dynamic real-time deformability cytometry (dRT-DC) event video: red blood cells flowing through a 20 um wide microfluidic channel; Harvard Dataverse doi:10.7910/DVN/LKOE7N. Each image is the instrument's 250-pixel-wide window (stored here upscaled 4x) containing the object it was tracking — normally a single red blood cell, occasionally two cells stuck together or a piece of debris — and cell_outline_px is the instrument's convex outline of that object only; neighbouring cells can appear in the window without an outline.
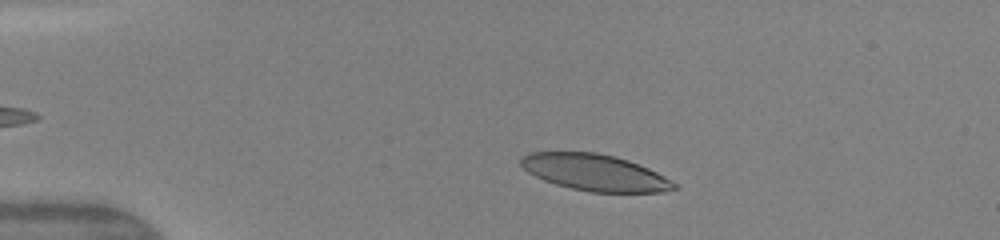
{"species": "human", "species_latin": "Homo sapiens", "temperature_condition": "warm", "stored_images_in_passage": 41, "camera_frame_rate_fps": 3000, "um_per_image_px": 0.085, "donor": {"sex": "female"}, "frame": {"image": 1, "passage_image": 6, "time_ms": 1.667, "image_size_px": [1000, 240], "cell_outline_px": [[680, 188], [660, 192], [588, 192], [556, 184], [544, 180], [528, 172], [520, 164], [520, 156], [528, 152], [596, 152], [628, 160], [648, 168], [664, 176], [676, 184]], "centroid_in_image_um": [50.54, 14.66], "position_along_channel_um": 34.5, "area_um2": 32.43}}
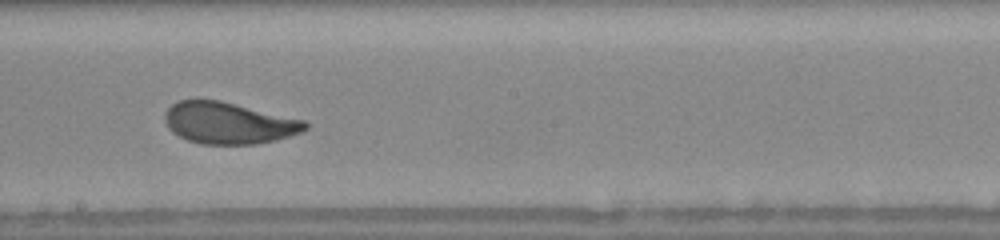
{"frame": {"image": 2, "passage_image": 24, "time_ms": 7.667, "image_size_px": [1000, 240], "cell_outline_px": [[308, 128], [300, 132], [276, 140], [256, 144], [200, 144], [188, 140], [172, 132], [168, 128], [164, 120], [164, 112], [172, 104], [180, 100], [220, 100], [304, 120], [308, 124]], "centroid_in_image_um": [19.41, 10.46], "position_along_channel_um": 228.8, "area_um2": 33.93}}
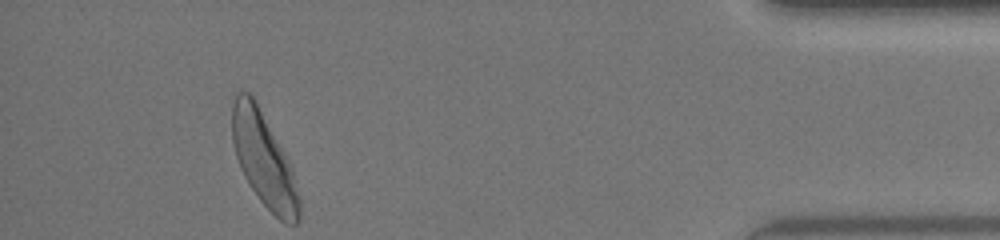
{"frame": {"image": 3, "passage_image": 41, "time_ms": 13.333, "image_size_px": [1000, 240], "cell_outline_px": [[300, 220], [296, 224], [284, 224], [260, 200], [244, 176], [240, 168], [236, 156], [232, 140], [232, 104], [236, 92], [248, 92], [256, 100], [284, 152], [292, 168], [300, 196]], "centroid_in_image_um": [22.44, 13.59], "position_along_channel_um": 412.8, "area_um2": 36.65}, "authors_computed_cell_mechanics": {"area_um2": 33.9286, "velocity_mm_per_s": 4.1385, "shape_relaxation_time_tau1_ms": 2.0441, "shape_relaxation_time_tau2_ms": 0.9099, "deformation_change_tau1": 0.1479, "deformation_change_tau2": 0.0735}}